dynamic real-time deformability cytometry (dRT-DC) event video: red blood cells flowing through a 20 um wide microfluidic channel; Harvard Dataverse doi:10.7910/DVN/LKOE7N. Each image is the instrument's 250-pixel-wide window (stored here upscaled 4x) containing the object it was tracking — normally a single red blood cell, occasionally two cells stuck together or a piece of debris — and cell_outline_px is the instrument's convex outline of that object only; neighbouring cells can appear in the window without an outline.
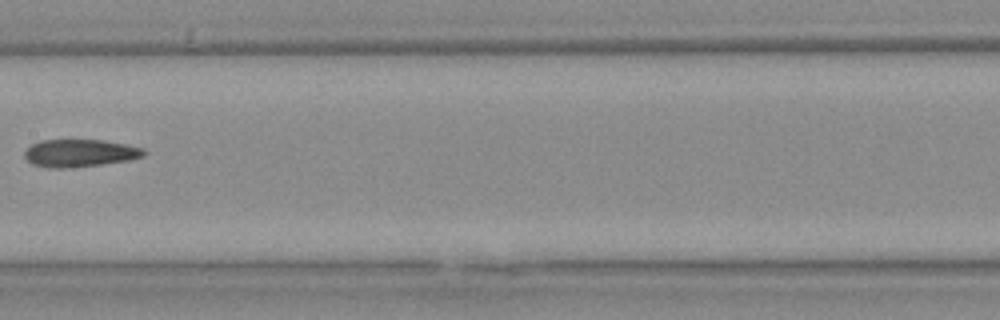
{"species": "Egyptian fruit bat (a non-hibernating species)", "species_latin": "Rousettus aegyptiacus", "temperature_condition": "warm", "stored_images_in_passage": 14, "camera_frame_rate_fps": 3000, "um_per_image_px": 0.085, "animal": {"sex": "female"}, "frame": {"image": 1, "passage_image": 8, "time_ms": 2.333, "image_size_px": [1000, 320], "cell_outline_px": [[148, 152], [144, 156], [128, 160], [104, 164], [68, 168], [48, 168], [32, 164], [24, 156], [24, 152], [32, 144], [40, 140], [100, 140], [124, 144], [144, 148]], "centroid_in_image_um": [6.79, 13.02], "position_along_channel_um": 200.6, "area_um2": 19.19}}